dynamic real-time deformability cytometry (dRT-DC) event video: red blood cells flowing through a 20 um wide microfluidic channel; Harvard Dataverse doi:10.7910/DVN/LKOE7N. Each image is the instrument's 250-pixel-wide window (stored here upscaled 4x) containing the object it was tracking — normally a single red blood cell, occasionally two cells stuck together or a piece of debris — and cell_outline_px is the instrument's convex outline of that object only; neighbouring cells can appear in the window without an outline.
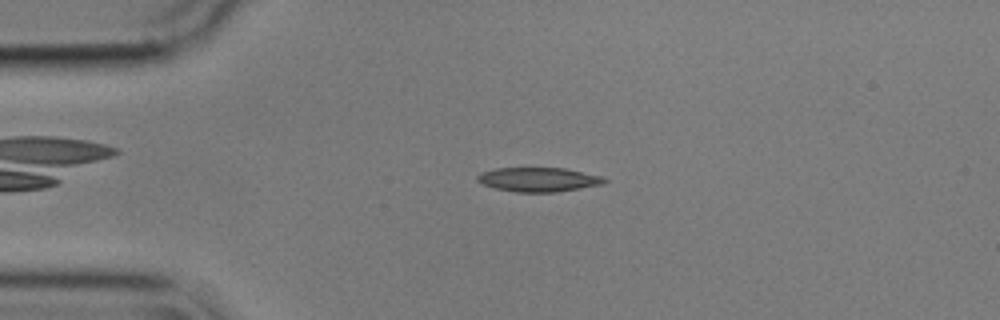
{"species": "common noctule bat (a hibernating species)", "species_latin": "Nyctalus noctula", "temperature_condition": "cold", "stored_images_in_passage": 45, "camera_frame_rate_fps": 3000, "um_per_image_px": 0.085, "animal": {"sex": "male", "body_mass_g": 17.9}, "frame": {"image": 1, "passage_image": 2, "time_ms": 0.333, "image_size_px": [1000, 320], "cell_outline_px": [[608, 180], [604, 184], [556, 192], [516, 192], [496, 188], [484, 184], [476, 180], [476, 176], [480, 172], [496, 168], [564, 168], [604, 176]], "centroid_in_image_um": [45.8, 15.25], "position_along_channel_um": 39.2, "area_um2": 17.98}}
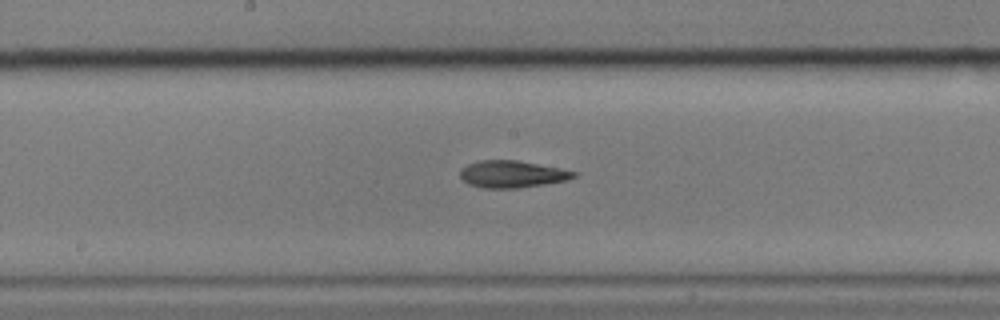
{"frame": {"image": 2, "passage_image": 18, "time_ms": 5.667, "image_size_px": [1000, 320], "cell_outline_px": [[576, 176], [568, 180], [520, 188], [484, 188], [468, 184], [460, 176], [460, 168], [468, 164], [480, 160], [516, 160], [560, 168], [576, 172]], "centroid_in_image_um": [43.51, 14.8], "position_along_channel_um": 204.7, "area_um2": 17.86}}
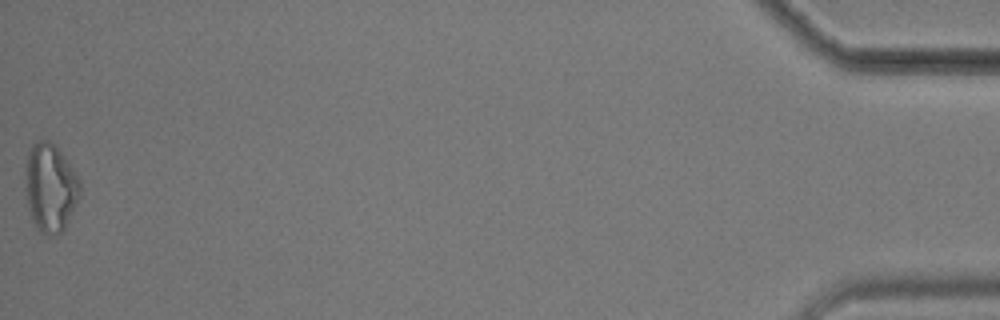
{"frame": {"image": 3, "passage_image": 45, "time_ms": 14.667, "image_size_px": [1000, 320], "cell_outline_px": [[80, 196], [64, 228], [56, 236], [48, 236], [40, 232], [36, 228], [32, 220], [28, 208], [24, 192], [24, 168], [28, 152], [32, 144], [40, 140], [48, 140], [60, 152], [72, 168], [80, 180]], "centroid_in_image_um": [4.23, 15.97], "position_along_channel_um": 431.0, "area_um2": 28.38}, "authors_computed_cell_mechanics": {"area_um2": 17.9758, "velocity_mm_per_s": 3.5865, "shape_relaxation_time_tau1_ms": 7.3145, "shape_relaxation_time_tau2_ms": 4.8695, "deformation_change_tau1": 0.1755, "deformation_change_tau2": 0.1448}}